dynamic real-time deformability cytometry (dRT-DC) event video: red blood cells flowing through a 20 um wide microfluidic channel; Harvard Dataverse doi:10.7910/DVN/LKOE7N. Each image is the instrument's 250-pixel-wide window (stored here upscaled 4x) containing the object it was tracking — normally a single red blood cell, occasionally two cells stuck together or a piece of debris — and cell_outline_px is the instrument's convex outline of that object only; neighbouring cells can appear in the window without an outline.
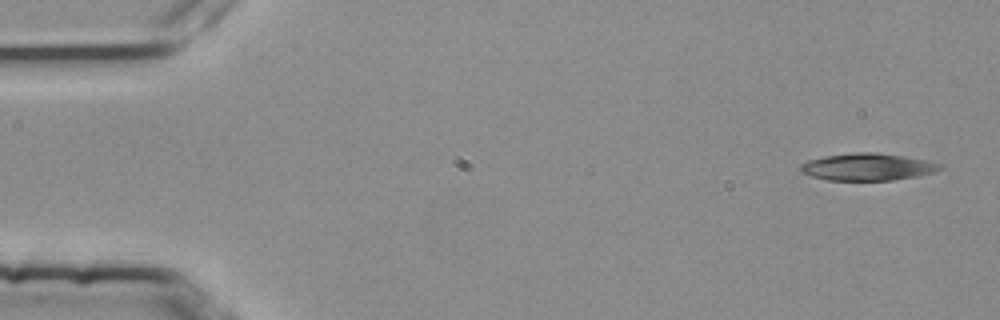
{"species": "common noctule bat (a hibernating species)", "species_latin": "Nyctalus noctula", "temperature_condition": "room temperature", "stored_images_in_passage": 5, "camera_frame_rate_fps": 3000, "um_per_image_px": 0.085, "animal": {"sex": "female", "body_mass_g": 25.1}, "frame": {"image": 1, "passage_image": 1, "time_ms": 0.0, "image_size_px": [1000, 320], "cell_outline_px": [[944, 168], [936, 172], [916, 176], [892, 180], [828, 180], [812, 176], [800, 172], [800, 164], [808, 160], [824, 156], [852, 152], [876, 152], [904, 156], [928, 160], [940, 164]], "centroid_in_image_um": [73.75, 14.18], "position_along_channel_um": 11.3, "area_um2": 22.2}}
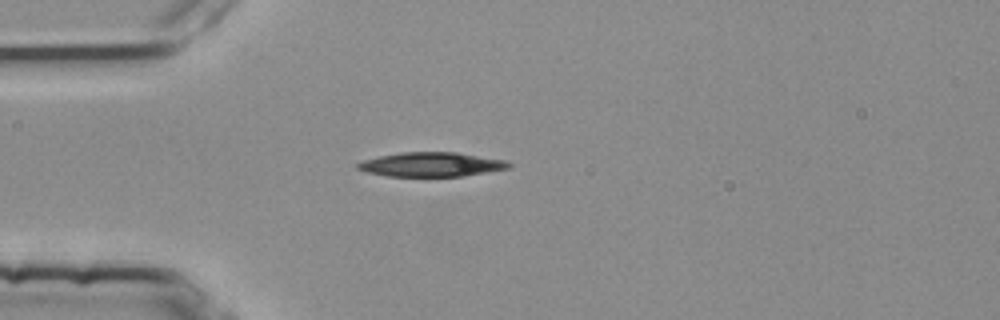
{"frame": {"image": 2, "passage_image": 4, "time_ms": 1.0, "image_size_px": [1000, 320], "cell_outline_px": [[512, 168], [464, 176], [384, 176], [368, 172], [356, 168], [356, 164], [364, 160], [380, 156], [400, 152], [460, 152], [508, 160], [512, 164]], "centroid_in_image_um": [36.75, 13.97], "position_along_channel_um": 48.3, "area_um2": 21.68}}